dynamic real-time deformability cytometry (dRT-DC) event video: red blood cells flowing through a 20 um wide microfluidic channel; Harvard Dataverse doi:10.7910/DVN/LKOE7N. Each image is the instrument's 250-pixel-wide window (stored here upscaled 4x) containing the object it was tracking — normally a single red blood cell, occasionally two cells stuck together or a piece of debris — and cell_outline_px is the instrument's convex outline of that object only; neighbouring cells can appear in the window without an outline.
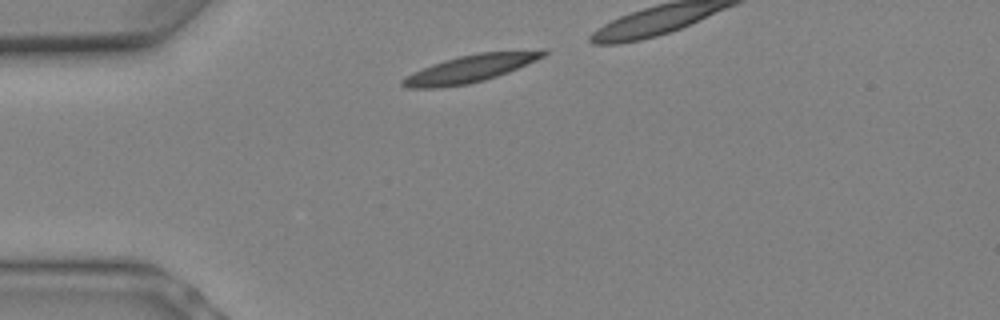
{"species": "Egyptian fruit bat (a non-hibernating species)", "species_latin": "Rousettus aegyptiacus", "temperature_condition": "warm", "stored_images_in_passage": 3, "camera_frame_rate_fps": 3000, "um_per_image_px": 0.085, "animal": {"sex": "female"}, "frame": {"image": 1, "passage_image": 1, "time_ms": 0.0, "image_size_px": [1000, 320], "cell_outline_px": [[548, 52], [544, 56], [536, 60], [508, 72], [484, 80], [468, 84], [440, 88], [408, 88], [400, 84], [400, 80], [404, 76], [412, 72], [432, 64], [444, 60], [460, 56], [480, 52], [540, 48], [548, 48]], "centroid_in_image_um": [40.01, 5.8], "position_along_channel_um": 45.0, "area_um2": 22.95}}